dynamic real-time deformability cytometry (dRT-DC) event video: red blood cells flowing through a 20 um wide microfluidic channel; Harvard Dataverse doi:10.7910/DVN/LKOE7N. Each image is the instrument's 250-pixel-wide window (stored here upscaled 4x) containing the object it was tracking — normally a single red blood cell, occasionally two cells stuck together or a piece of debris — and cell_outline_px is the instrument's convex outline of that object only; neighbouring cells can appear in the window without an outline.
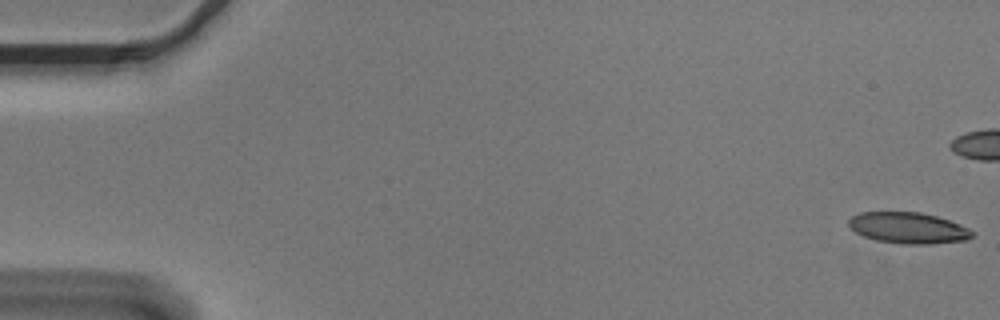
{"species": "Egyptian fruit bat (a non-hibernating species)", "species_latin": "Rousettus aegyptiacus", "temperature_condition": "cold", "stored_images_in_passage": 16, "camera_frame_rate_fps": 3000, "um_per_image_px": 0.085, "animal": {"sex": "male"}, "frame": {"image": 1, "passage_image": 1, "time_ms": 0.0, "image_size_px": [1000, 320], "cell_outline_px": [[972, 236], [968, 240], [928, 244], [900, 244], [876, 240], [864, 236], [848, 228], [848, 220], [852, 216], [860, 212], [920, 212], [936, 216], [960, 224], [968, 228], [972, 232]], "centroid_in_image_um": [77.17, 19.37], "position_along_channel_um": 7.8, "area_um2": 22.43}}